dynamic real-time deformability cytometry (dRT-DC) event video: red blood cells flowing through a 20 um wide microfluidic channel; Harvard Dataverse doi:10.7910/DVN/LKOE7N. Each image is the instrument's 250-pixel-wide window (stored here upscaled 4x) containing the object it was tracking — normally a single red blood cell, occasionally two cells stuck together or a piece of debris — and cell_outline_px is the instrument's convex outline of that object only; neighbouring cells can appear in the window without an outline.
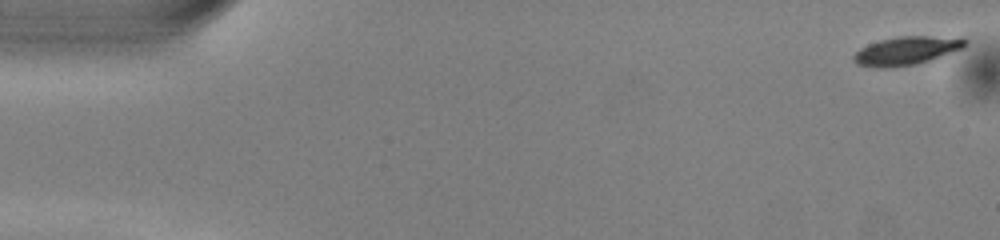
{"species": "common noctule bat (a hibernating species)", "species_latin": "Nyctalus noctula", "temperature_condition": "warm", "stored_images_in_passage": 52, "camera_frame_rate_fps": 3000, "um_per_image_px": 0.085, "animal": {"sex": "male", "body_mass_g": 13.0, "forearm_length_mm": 53.1}, "frame": {"image": 1, "passage_image": 1, "time_ms": 0.0, "image_size_px": [1000, 240], "cell_outline_px": [[968, 44], [964, 48], [932, 60], [916, 64], [892, 68], [872, 68], [856, 64], [852, 60], [852, 56], [860, 48], [868, 44], [880, 40], [900, 36], [964, 36], [968, 40]], "centroid_in_image_um": [77.11, 4.31], "position_along_channel_um": 7.9, "area_um2": 19.13}}
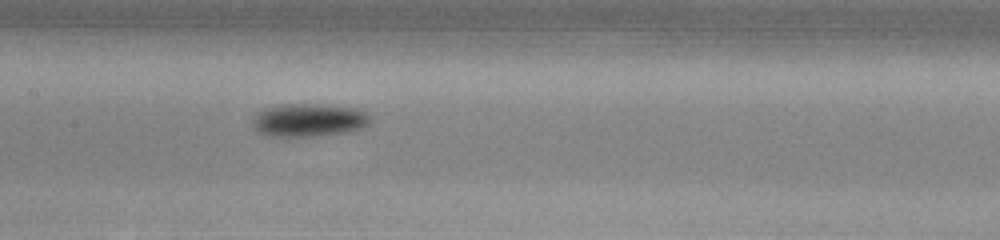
{"frame": {"image": 2, "passage_image": 25, "time_ms": 8.0, "image_size_px": [1000, 240], "cell_outline_px": [[372, 124], [348, 132], [316, 136], [268, 136], [256, 132], [252, 124], [252, 120], [264, 108], [280, 104], [324, 104], [356, 108], [364, 112], [372, 120]], "centroid_in_image_um": [26.25, 10.21], "position_along_channel_um": 181.1, "area_um2": 22.89}}
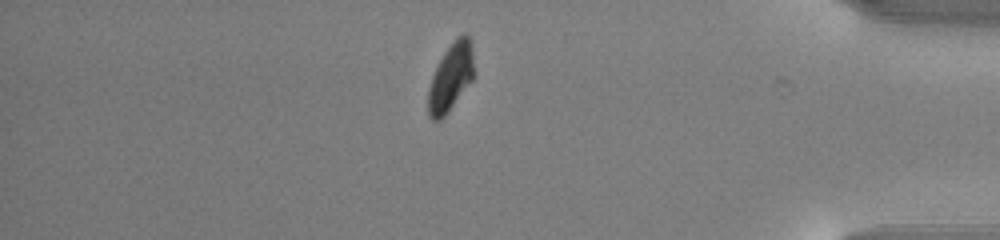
{"frame": {"image": 3, "passage_image": 44, "time_ms": 14.333, "image_size_px": [1000, 240], "cell_outline_px": [[472, 80], [448, 112], [440, 120], [432, 120], [428, 116], [428, 88], [432, 76], [444, 52], [456, 36], [468, 36], [472, 48]], "centroid_in_image_um": [38.28, 6.6], "position_along_channel_um": 396.9, "area_um2": 17.63}, "authors_computed_cell_mechanics": {"area_um2": 19.8543, "velocity_mm_per_s": 3.9781, "shape_relaxation_time_tau1_ms": 1.8695, "shape_relaxation_time_tau2_ms": null, "deformation_change_tau1": 0.1258, "deformation_change_tau2": null}}